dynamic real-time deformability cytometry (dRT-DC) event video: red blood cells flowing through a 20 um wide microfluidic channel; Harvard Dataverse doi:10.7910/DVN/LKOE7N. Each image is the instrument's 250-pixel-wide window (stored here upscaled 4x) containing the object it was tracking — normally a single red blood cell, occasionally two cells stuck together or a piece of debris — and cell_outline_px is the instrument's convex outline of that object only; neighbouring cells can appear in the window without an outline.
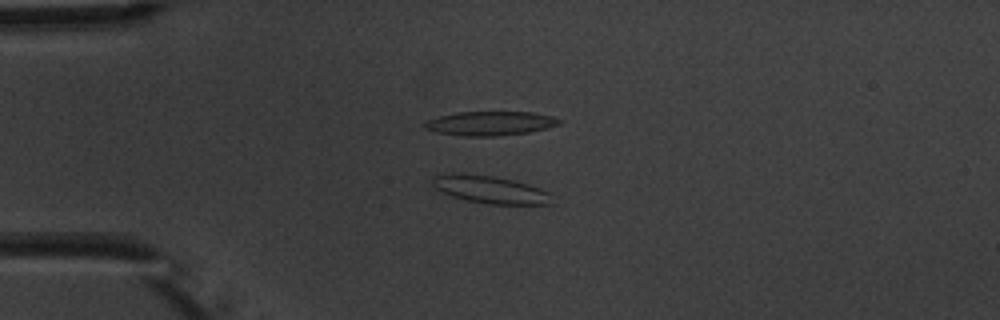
{"species": "common noctule bat (a hibernating species)", "species_latin": "Nyctalus noctula", "temperature_condition": "warm", "stored_images_in_passage": 4, "camera_frame_rate_fps": 3000, "um_per_image_px": 0.085, "animal": {"sex": "male", "body_mass_g": 20.1, "forearm_length_mm": 53.5}, "frame": {"image": 1, "passage_image": 3, "time_ms": 2.333, "image_size_px": [1000, 320], "cell_outline_px": [[552, 204], [488, 204], [468, 200], [452, 196], [436, 188], [432, 184], [432, 176], [452, 172], [464, 172], [492, 176], [512, 180], [528, 184], [540, 188], [548, 192]], "centroid_in_image_um": [41.61, 16.09], "position_along_channel_um": 43.4, "area_um2": 19.13}}